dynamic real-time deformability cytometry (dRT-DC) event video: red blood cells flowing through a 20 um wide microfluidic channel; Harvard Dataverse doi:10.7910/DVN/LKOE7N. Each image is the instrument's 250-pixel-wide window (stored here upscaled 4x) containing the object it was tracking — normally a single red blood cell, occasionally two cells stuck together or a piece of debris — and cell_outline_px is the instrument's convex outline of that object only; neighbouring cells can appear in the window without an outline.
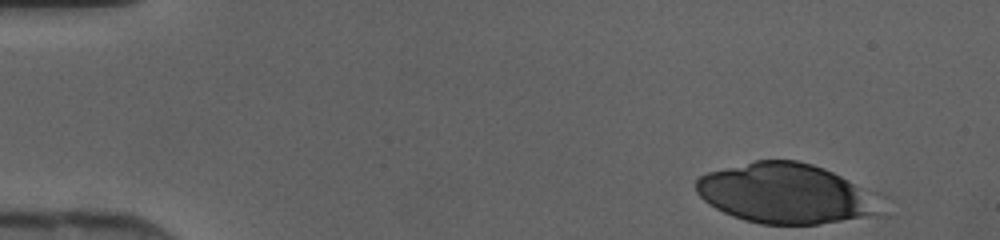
{"species": "human", "species_latin": "Homo sapiens", "temperature_condition": "cold", "stored_images_in_passage": 42, "camera_frame_rate_fps": 3000, "um_per_image_px": 0.085, "donor": {"sex": "female"}, "frame": {"image": 1, "passage_image": 1, "time_ms": 0.0, "image_size_px": [1000, 240], "cell_outline_px": [[888, 216], [820, 224], [760, 224], [744, 220], [732, 216], [716, 208], [704, 200], [696, 192], [696, 180], [700, 176], [708, 172], [756, 160], [796, 160], [812, 164], [824, 168], [848, 180], [860, 188]], "centroid_in_image_um": [66.76, 16.48], "position_along_channel_um": 18.2, "area_um2": 64.16}}